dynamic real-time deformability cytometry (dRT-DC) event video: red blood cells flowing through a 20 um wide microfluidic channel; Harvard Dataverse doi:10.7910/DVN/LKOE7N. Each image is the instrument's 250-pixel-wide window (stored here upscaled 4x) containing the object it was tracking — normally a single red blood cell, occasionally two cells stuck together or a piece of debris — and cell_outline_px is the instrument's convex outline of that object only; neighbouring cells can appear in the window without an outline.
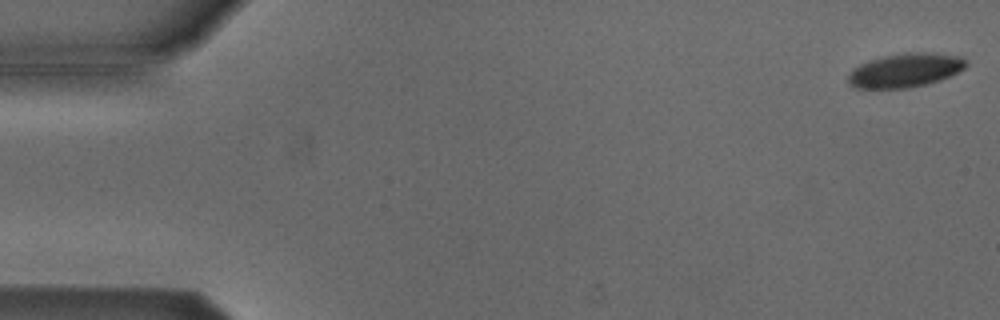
{"species": "Egyptian fruit bat (a non-hibernating species)", "species_latin": "Rousettus aegyptiacus", "temperature_condition": "cold", "stored_images_in_passage": 13, "camera_frame_rate_fps": 3000, "um_per_image_px": 0.085, "animal": {"sex": "male"}, "frame": {"image": 1, "passage_image": 1, "time_ms": 0.0, "image_size_px": [1000, 320], "cell_outline_px": [[968, 64], [964, 68], [940, 80], [908, 88], [856, 88], [848, 84], [848, 76], [852, 68], [868, 60], [880, 56], [904, 52], [936, 52], [964, 56], [968, 60]], "centroid_in_image_um": [76.95, 5.94], "position_along_channel_um": 8.0, "area_um2": 23.7}}